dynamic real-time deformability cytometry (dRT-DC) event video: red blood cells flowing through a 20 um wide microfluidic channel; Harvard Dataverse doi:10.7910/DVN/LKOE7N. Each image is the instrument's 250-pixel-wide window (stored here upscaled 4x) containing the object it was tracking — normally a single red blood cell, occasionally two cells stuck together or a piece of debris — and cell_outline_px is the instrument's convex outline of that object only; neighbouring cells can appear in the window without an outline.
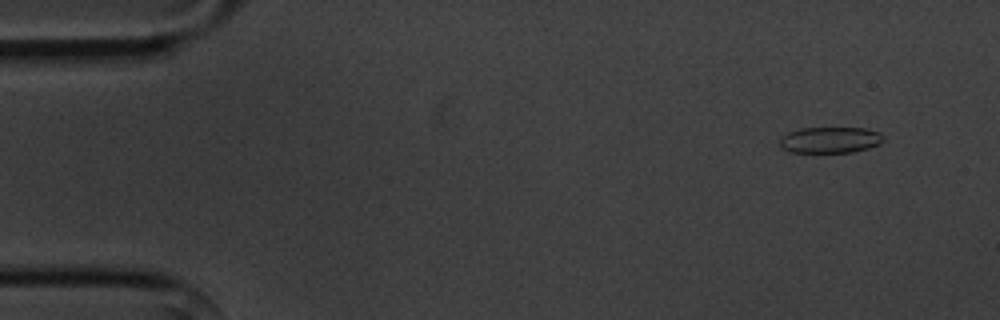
{"species": "common noctule bat (a hibernating species)", "species_latin": "Nyctalus noctula", "temperature_condition": "cold", "stored_images_in_passage": 5, "camera_frame_rate_fps": 3000, "um_per_image_px": 0.085, "animal": {"sex": "male", "body_mass_g": 20.1, "forearm_length_mm": 53.5}, "frame": {"image": 1, "passage_image": 2, "time_ms": 1.0, "image_size_px": [1000, 320], "cell_outline_px": [[884, 140], [880, 144], [868, 148], [852, 152], [792, 152], [780, 148], [780, 136], [788, 132], [800, 128], [868, 128], [880, 132], [884, 136]], "centroid_in_image_um": [70.57, 11.89], "position_along_channel_um": 14.4, "area_um2": 15.95}}
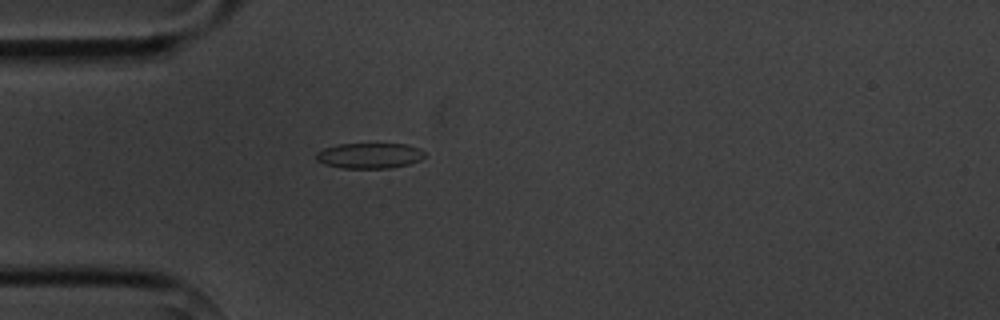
{"frame": {"image": 2, "passage_image": 5, "time_ms": 4.667, "image_size_px": [1000, 320], "cell_outline_px": [[424, 156], [420, 160], [408, 164], [388, 168], [344, 168], [324, 164], [316, 160], [316, 152], [324, 148], [340, 144], [404, 144], [420, 148], [424, 152]], "centroid_in_image_um": [31.39, 13.23], "position_along_channel_um": 53.6, "area_um2": 16.01}}